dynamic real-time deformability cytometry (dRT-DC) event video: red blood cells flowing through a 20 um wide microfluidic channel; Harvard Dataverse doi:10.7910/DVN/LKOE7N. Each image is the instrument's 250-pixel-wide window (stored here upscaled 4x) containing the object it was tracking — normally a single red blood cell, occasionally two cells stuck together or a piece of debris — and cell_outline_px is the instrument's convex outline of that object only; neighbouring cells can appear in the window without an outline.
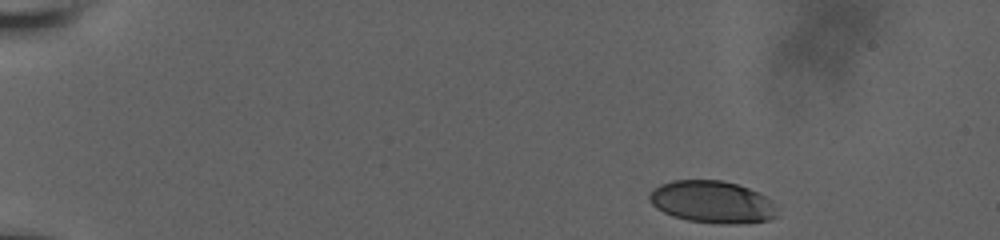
{"species": "human", "species_latin": "Homo sapiens", "temperature_condition": "room temperature", "stored_images_in_passage": 16, "camera_frame_rate_fps": 3000, "um_per_image_px": 0.085, "donor": {"sex": "male"}, "frame": {"image": 1, "passage_image": 1, "time_ms": 0.0, "image_size_px": [1000, 240], "cell_outline_px": [[776, 216], [768, 220], [736, 224], [720, 224], [688, 220], [672, 216], [656, 208], [648, 200], [648, 196], [652, 188], [660, 184], [672, 180], [720, 180], [736, 184], [760, 192], [768, 196], [772, 200], [776, 208]], "centroid_in_image_um": [60.52, 17.16], "position_along_channel_um": 24.5, "area_um2": 31.67}}
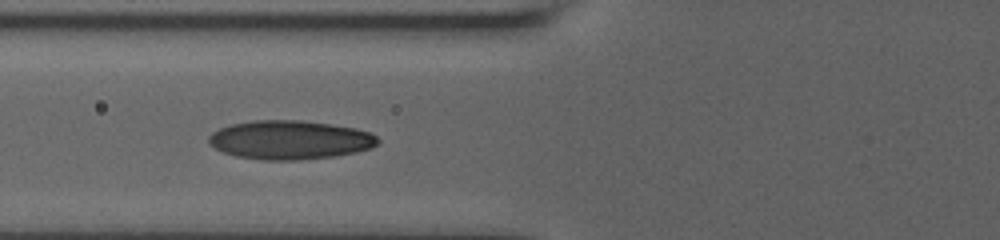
{"frame": {"image": 2, "passage_image": 12, "time_ms": 5.333, "image_size_px": [1000, 240], "cell_outline_px": [[380, 144], [372, 148], [356, 152], [336, 156], [300, 160], [264, 160], [236, 156], [224, 152], [208, 144], [208, 136], [212, 132], [220, 128], [232, 124], [252, 120], [300, 120], [332, 124], [356, 128], [368, 132], [376, 136], [380, 140]], "centroid_in_image_um": [24.66, 11.89], "position_along_channel_um": 101.1, "area_um2": 38.55}}
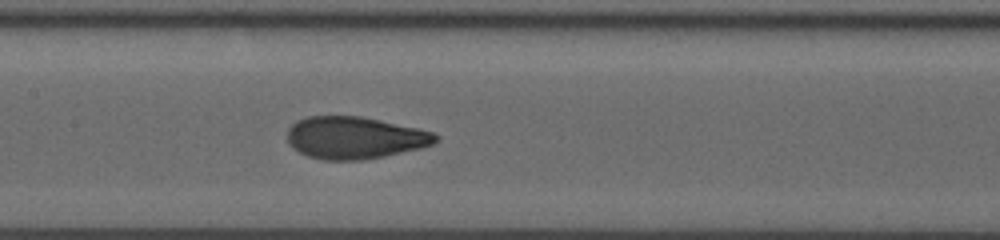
{"frame": {"image": 3, "passage_image": 16, "time_ms": 7.333, "image_size_px": [1000, 240], "cell_outline_px": [[440, 140], [432, 144], [420, 148], [384, 156], [364, 160], [324, 160], [308, 156], [292, 148], [288, 144], [288, 128], [296, 120], [308, 116], [360, 116], [416, 128], [432, 132], [440, 136]], "centroid_in_image_um": [30.13, 11.71], "position_along_channel_um": 177.3, "area_um2": 36.41}}